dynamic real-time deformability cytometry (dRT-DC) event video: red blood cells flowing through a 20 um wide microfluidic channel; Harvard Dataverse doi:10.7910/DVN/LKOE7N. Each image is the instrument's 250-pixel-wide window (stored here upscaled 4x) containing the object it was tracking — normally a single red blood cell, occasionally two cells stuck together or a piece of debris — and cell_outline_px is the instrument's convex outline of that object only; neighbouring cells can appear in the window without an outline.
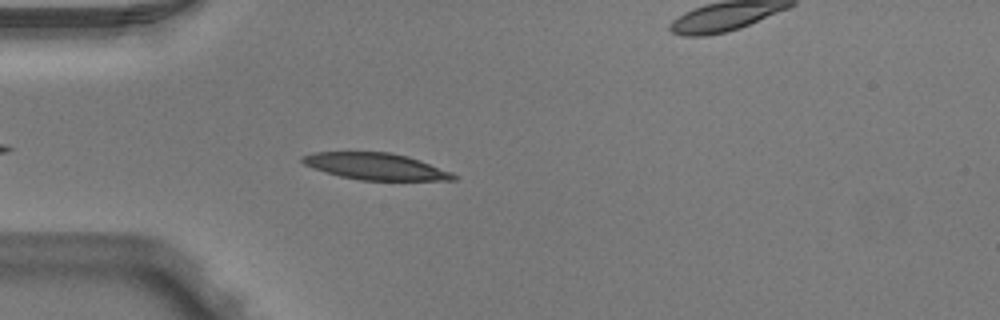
{"species": "Egyptian fruit bat (a non-hibernating species)", "species_latin": "Rousettus aegyptiacus", "temperature_condition": "warm", "stored_images_in_passage": 4, "segment_of_instrument_passage": [1, 2], "camera_frame_rate_fps": 3000, "um_per_image_px": 0.085, "animal": {"sex": "male"}, "frame": {"image": 1, "passage_image": 3, "time_ms": 0.667, "image_size_px": [1000, 320], "cell_outline_px": [[456, 180], [360, 180], [340, 176], [312, 168], [304, 164], [300, 160], [300, 156], [312, 152], [388, 152], [408, 156], [420, 160], [452, 172], [456, 176]], "centroid_in_image_um": [31.9, 14.14], "position_along_channel_um": 53.1, "area_um2": 23.47}}